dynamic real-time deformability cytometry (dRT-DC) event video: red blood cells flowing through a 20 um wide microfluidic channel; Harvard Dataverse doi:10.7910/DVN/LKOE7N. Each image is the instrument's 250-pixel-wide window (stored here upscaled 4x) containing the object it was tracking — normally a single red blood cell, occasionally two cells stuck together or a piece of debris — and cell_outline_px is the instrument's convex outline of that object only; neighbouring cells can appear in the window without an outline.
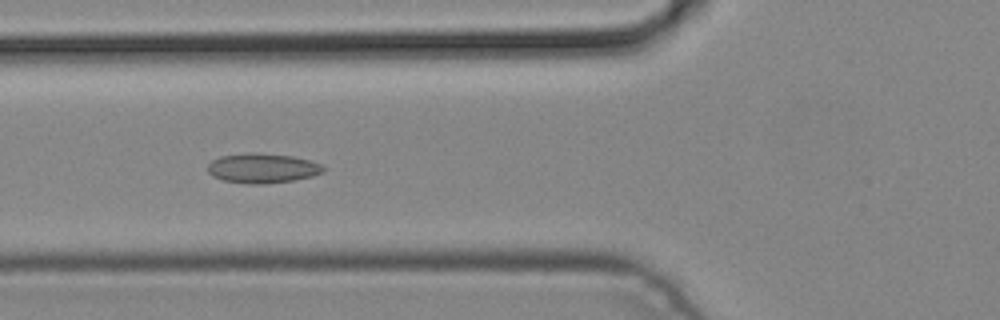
{"species": "common noctule bat (a hibernating species)", "species_latin": "Nyctalus noctula", "temperature_condition": "cold", "stored_images_in_passage": 5, "camera_frame_rate_fps": 3000, "um_per_image_px": 0.085, "animal": {"sex": "male", "body_mass_g": 19.2, "forearm_length_mm": 51.8}, "frame": {"image": 1, "passage_image": 4, "time_ms": 1.0, "image_size_px": [1000, 320], "cell_outline_px": [[324, 172], [312, 176], [292, 180], [264, 184], [252, 184], [224, 180], [212, 176], [208, 172], [208, 164], [212, 160], [220, 156], [292, 156], [308, 160], [320, 164], [324, 168]], "centroid_in_image_um": [22.32, 14.35], "position_along_channel_um": 103.5, "area_um2": 18.79}}
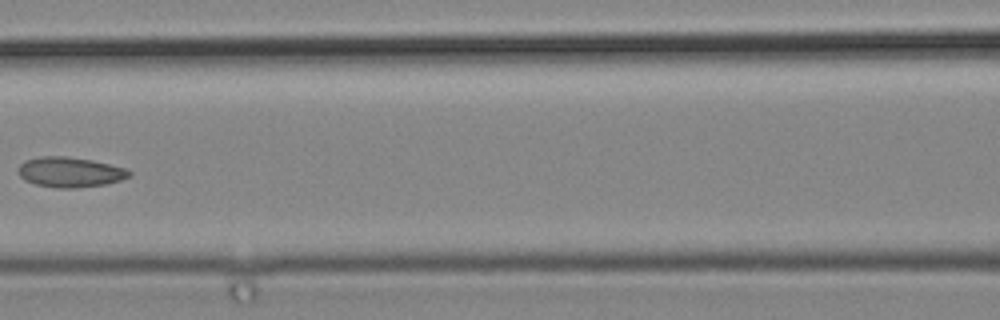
{"frame": {"image": 2, "passage_image": 5, "time_ms": 1.333, "image_size_px": [1000, 320], "cell_outline_px": [[132, 176], [120, 180], [104, 184], [76, 188], [56, 188], [36, 184], [24, 180], [20, 176], [20, 164], [24, 160], [40, 156], [64, 156], [92, 160], [124, 168], [132, 172]], "centroid_in_image_um": [5.95, 14.63], "position_along_channel_um": 160.6, "area_um2": 19.36}}